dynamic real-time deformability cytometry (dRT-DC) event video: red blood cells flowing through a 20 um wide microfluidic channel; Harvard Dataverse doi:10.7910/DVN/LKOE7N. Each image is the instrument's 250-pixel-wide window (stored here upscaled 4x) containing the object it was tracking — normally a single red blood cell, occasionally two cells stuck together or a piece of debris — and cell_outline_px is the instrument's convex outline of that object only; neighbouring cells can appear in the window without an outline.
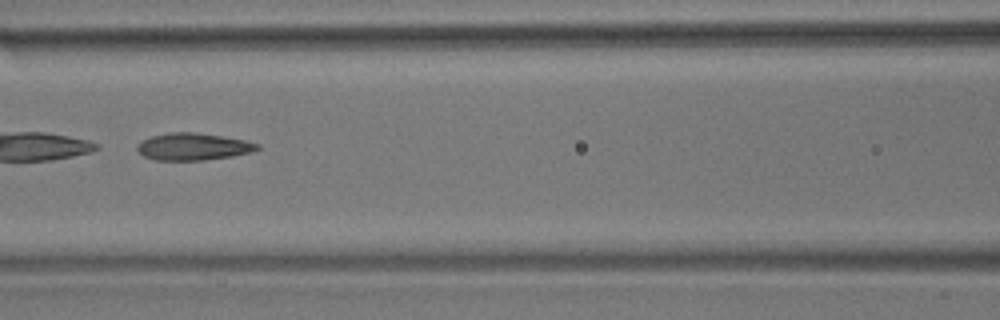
{"species": "common noctule bat (a hibernating species)", "species_latin": "Nyctalus noctula", "temperature_condition": "room temperature", "stored_images_in_passage": 13, "camera_frame_rate_fps": 3000, "um_per_image_px": 0.085, "animal": {"sex": "male", "body_mass_g": 17.9}, "frame": {"image": 1, "passage_image": 6, "time_ms": 1.667, "image_size_px": [1000, 320], "cell_outline_px": [[260, 148], [252, 152], [232, 156], [204, 160], [156, 160], [144, 156], [136, 148], [144, 140], [152, 136], [172, 132], [196, 132], [244, 140], [260, 144]], "centroid_in_image_um": [16.46, 12.47], "position_along_channel_um": 150.1, "area_um2": 18.73}}
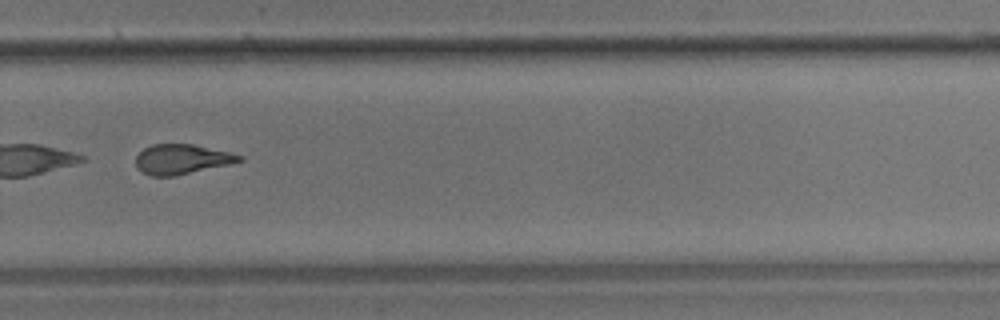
{"frame": {"image": 2, "passage_image": 10, "time_ms": 3.0, "image_size_px": [1000, 320], "cell_outline_px": [[244, 160], [228, 164], [176, 176], [152, 176], [136, 168], [136, 156], [144, 148], [152, 144], [192, 144], [228, 152], [244, 156]], "centroid_in_image_um": [15.43, 13.53], "position_along_channel_um": 314.4, "area_um2": 17.86}}
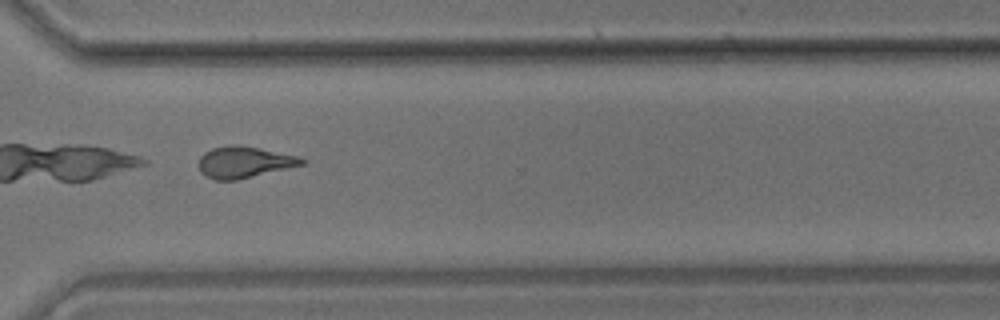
{"frame": {"image": 3, "passage_image": 11, "time_ms": 3.333, "image_size_px": [1000, 320], "cell_outline_px": [[308, 160], [304, 164], [236, 180], [216, 180], [204, 176], [200, 172], [200, 156], [204, 152], [212, 148], [232, 144], [236, 144], [260, 148], [300, 156]], "centroid_in_image_um": [20.76, 13.77], "position_along_channel_um": 349.8, "area_um2": 18.9}}